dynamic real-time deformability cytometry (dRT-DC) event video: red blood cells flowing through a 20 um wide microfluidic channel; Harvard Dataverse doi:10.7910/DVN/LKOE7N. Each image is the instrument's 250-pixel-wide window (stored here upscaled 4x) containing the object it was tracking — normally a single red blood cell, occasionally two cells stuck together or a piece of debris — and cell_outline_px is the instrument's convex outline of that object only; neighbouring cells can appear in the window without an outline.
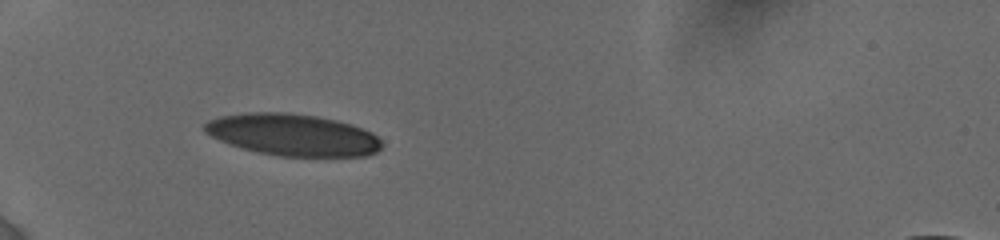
{"species": "human", "species_latin": "Homo sapiens", "temperature_condition": "cold", "stored_images_in_passage": 8, "camera_frame_rate_fps": 3000, "um_per_image_px": 0.085, "donor": {"sex": "female"}, "frame": {"image": 1, "passage_image": 7, "time_ms": 5.333, "image_size_px": [1000, 240], "cell_outline_px": [[384, 144], [376, 152], [368, 156], [280, 156], [260, 152], [228, 144], [204, 132], [204, 124], [208, 120], [220, 116], [248, 112], [288, 112], [316, 116], [336, 120], [352, 124], [372, 132]], "centroid_in_image_um": [24.9, 11.45], "position_along_channel_um": 60.1, "area_um2": 43.18}}